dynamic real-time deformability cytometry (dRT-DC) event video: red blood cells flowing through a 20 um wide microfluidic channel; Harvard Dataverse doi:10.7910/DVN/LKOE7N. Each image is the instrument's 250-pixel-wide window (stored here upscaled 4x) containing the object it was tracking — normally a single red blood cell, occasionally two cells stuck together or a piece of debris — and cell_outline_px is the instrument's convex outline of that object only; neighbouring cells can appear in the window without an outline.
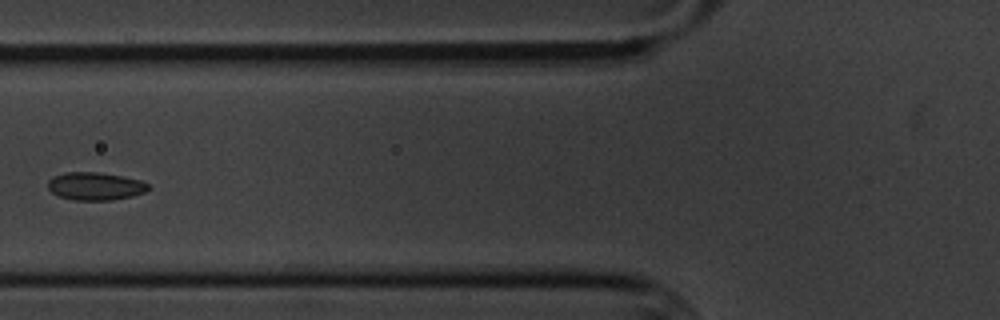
{"species": "common noctule bat (a hibernating species)", "species_latin": "Nyctalus noctula", "temperature_condition": "cold", "stored_images_in_passage": 7, "camera_frame_rate_fps": 3000, "um_per_image_px": 0.085, "animal": {"sex": "male", "body_mass_g": 20.1, "forearm_length_mm": 53.5}, "frame": {"image": 1, "passage_image": 7, "time_ms": 7.0, "image_size_px": [1000, 320], "cell_outline_px": [[148, 188], [144, 192], [132, 196], [112, 200], [72, 200], [60, 196], [52, 192], [48, 188], [48, 180], [52, 176], [64, 172], [100, 172], [124, 176], [140, 180], [148, 184]], "centroid_in_image_um": [8.07, 15.81], "position_along_channel_um": 117.7, "area_um2": 16.36}}